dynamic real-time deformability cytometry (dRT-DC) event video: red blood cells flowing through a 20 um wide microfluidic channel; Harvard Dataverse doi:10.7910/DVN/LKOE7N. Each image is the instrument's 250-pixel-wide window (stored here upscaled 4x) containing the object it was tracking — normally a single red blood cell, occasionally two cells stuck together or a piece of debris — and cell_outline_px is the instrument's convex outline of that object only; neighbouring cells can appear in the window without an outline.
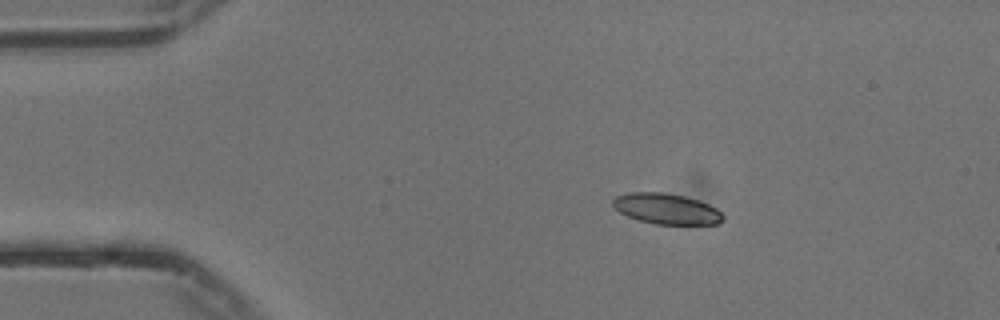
{"species": "common noctule bat (a hibernating species)", "species_latin": "Nyctalus noctula", "temperature_condition": "cold", "stored_images_in_passage": 46, "camera_frame_rate_fps": 3000, "um_per_image_px": 0.085, "animal": {"sex": "male", "body_mass_g": 13.3}, "frame": {"image": 1, "passage_image": 1, "time_ms": 0.0, "image_size_px": [1000, 320], "cell_outline_px": [[724, 220], [716, 224], [656, 224], [640, 220], [628, 216], [620, 212], [612, 204], [612, 200], [616, 196], [628, 192], [660, 192], [684, 196], [700, 200], [716, 208], [724, 216]], "centroid_in_image_um": [56.66, 17.74], "position_along_channel_um": 28.3, "area_um2": 19.59}}
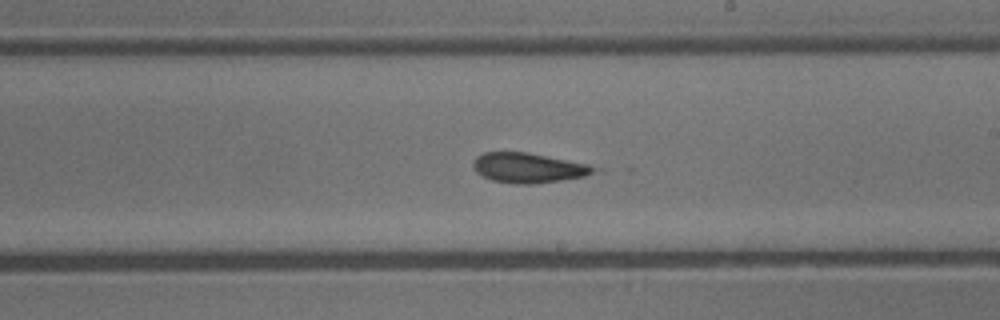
{"frame": {"image": 2, "passage_image": 23, "time_ms": 7.333, "image_size_px": [1000, 320], "cell_outline_px": [[604, 172], [584, 176], [536, 184], [516, 184], [492, 180], [476, 172], [472, 168], [472, 164], [476, 156], [484, 152], [528, 152], [588, 164], [604, 168]], "centroid_in_image_um": [45.0, 14.27], "position_along_channel_um": 244.0, "area_um2": 21.44}}
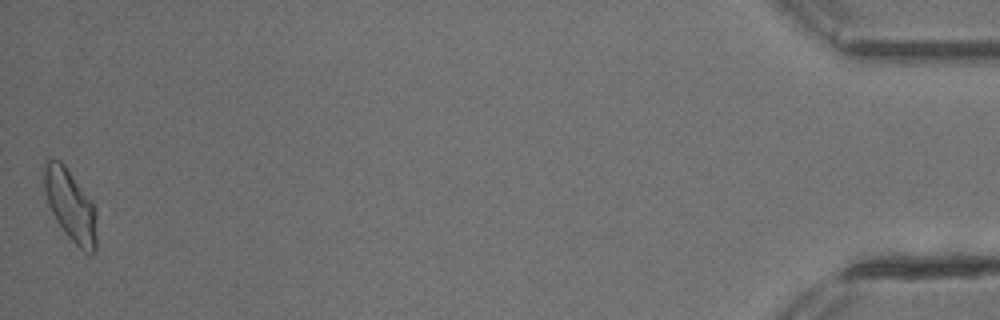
{"frame": {"image": 3, "passage_image": 46, "time_ms": 15.0, "image_size_px": [1000, 320], "cell_outline_px": [[96, 252], [84, 252], [68, 236], [56, 220], [48, 204], [44, 192], [44, 160], [60, 160], [64, 164], [92, 200], [96, 208]], "centroid_in_image_um": [6.0, 17.44], "position_along_channel_um": 429.2, "area_um2": 21.91}, "authors_computed_cell_mechanics": {"area_um2": 20.6635, "velocity_mm_per_s": 3.7394, "shape_relaxation_time_tau1_ms": null, "shape_relaxation_time_tau2_ms": 2.0436, "deformation_change_tau1": null, "deformation_change_tau2": 0.0911}}